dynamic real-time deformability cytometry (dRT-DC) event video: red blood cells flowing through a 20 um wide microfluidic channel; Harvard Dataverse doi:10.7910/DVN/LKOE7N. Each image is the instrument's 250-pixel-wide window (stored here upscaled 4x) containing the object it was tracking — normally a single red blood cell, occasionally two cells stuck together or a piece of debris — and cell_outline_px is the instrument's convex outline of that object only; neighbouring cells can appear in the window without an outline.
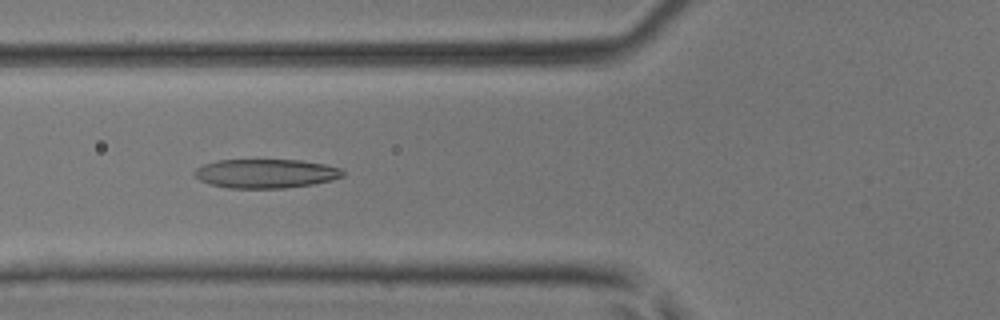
{"species": "common noctule bat (a hibernating species)", "species_latin": "Nyctalus noctula", "temperature_condition": "room temperature", "stored_images_in_passage": 6, "camera_frame_rate_fps": 3000, "um_per_image_px": 0.085, "animal": {"sex": "male", "body_mass_g": 17.9, "forearm_length_mm": 54.2}, "frame": {"image": 1, "passage_image": 6, "time_ms": 5.667, "image_size_px": [1000, 320], "cell_outline_px": [[344, 176], [332, 180], [312, 184], [284, 188], [228, 188], [208, 184], [200, 180], [192, 172], [196, 168], [204, 164], [216, 160], [300, 160], [324, 164], [340, 168], [344, 172]], "centroid_in_image_um": [22.57, 14.75], "position_along_channel_um": 103.2, "area_um2": 25.14}}